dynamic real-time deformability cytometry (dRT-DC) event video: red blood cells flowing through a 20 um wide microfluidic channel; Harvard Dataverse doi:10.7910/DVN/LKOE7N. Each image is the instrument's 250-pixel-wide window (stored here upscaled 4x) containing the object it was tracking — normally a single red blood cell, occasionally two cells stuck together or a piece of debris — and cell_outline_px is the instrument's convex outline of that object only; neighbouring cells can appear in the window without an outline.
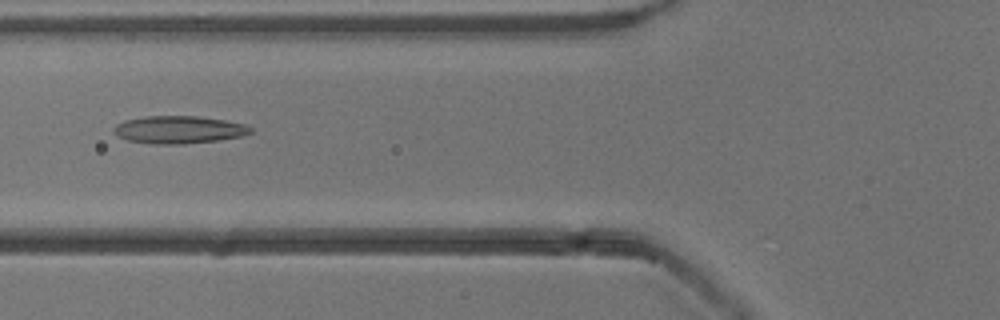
{"species": "common noctule bat (a hibernating species)", "species_latin": "Nyctalus noctula", "temperature_condition": "cold", "stored_images_in_passage": 47, "camera_frame_rate_fps": 3000, "um_per_image_px": 0.085, "animal": {"sex": "male", "body_mass_g": 13.3}, "frame": {"image": 1, "passage_image": 20, "time_ms": 6.333, "image_size_px": [1000, 320], "cell_outline_px": [[252, 132], [240, 136], [216, 140], [184, 144], [152, 144], [128, 140], [116, 136], [112, 132], [112, 128], [116, 124], [124, 120], [144, 116], [196, 116], [224, 120], [244, 124], [252, 128]], "centroid_in_image_um": [15.12, 11.02], "position_along_channel_um": 110.7, "area_um2": 22.02}}
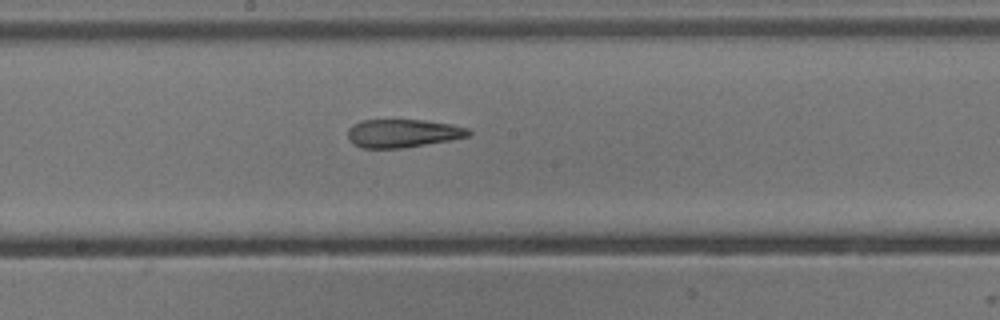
{"frame": {"image": 2, "passage_image": 28, "time_ms": 9.0, "image_size_px": [1000, 320], "cell_outline_px": [[472, 132], [468, 136], [452, 140], [404, 148], [360, 148], [352, 144], [348, 140], [348, 128], [352, 124], [360, 120], [424, 120], [452, 124], [468, 128]], "centroid_in_image_um": [34.21, 11.33], "position_along_channel_um": 214.0, "area_um2": 20.17}}
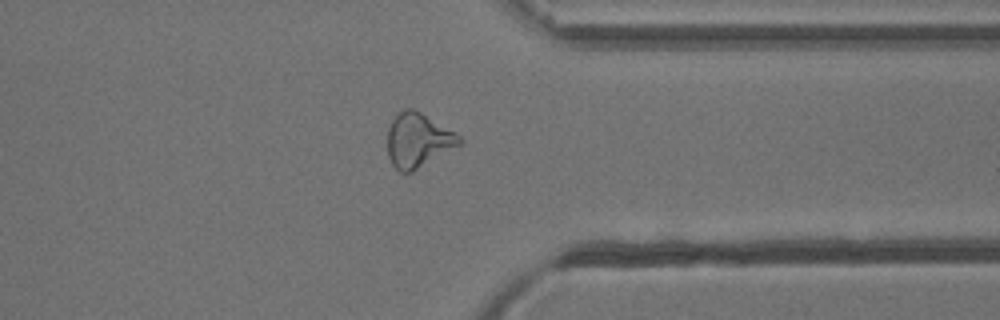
{"frame": {"image": 3, "passage_image": 41, "time_ms": 13.333, "image_size_px": [1000, 320], "cell_outline_px": [[464, 140], [460, 144], [412, 172], [400, 172], [392, 164], [388, 156], [388, 128], [392, 120], [404, 108], [412, 108], [420, 112], [456, 132]], "centroid_in_image_um": [35.53, 11.92], "position_along_channel_um": 375.9, "area_um2": 22.48}, "authors_computed_cell_mechanics": {"area_um2": 22.0218, "velocity_mm_per_s": 3.8524, "shape_relaxation_time_tau1_ms": null, "shape_relaxation_time_tau2_ms": 3.6797, "deformation_change_tau1": null, "deformation_change_tau2": 0.1474}}